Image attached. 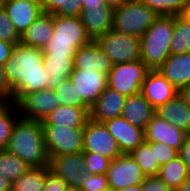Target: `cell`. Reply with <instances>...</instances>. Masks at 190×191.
<instances>
[{"mask_svg":"<svg viewBox=\"0 0 190 191\" xmlns=\"http://www.w3.org/2000/svg\"><path fill=\"white\" fill-rule=\"evenodd\" d=\"M42 49L17 43L4 65L9 101L17 103L25 94L49 88V74L43 64Z\"/></svg>","mask_w":190,"mask_h":191,"instance_id":"cell-1","label":"cell"},{"mask_svg":"<svg viewBox=\"0 0 190 191\" xmlns=\"http://www.w3.org/2000/svg\"><path fill=\"white\" fill-rule=\"evenodd\" d=\"M30 167H48L49 155L44 139L42 122L21 116L13 126L11 137L5 148Z\"/></svg>","mask_w":190,"mask_h":191,"instance_id":"cell-2","label":"cell"},{"mask_svg":"<svg viewBox=\"0 0 190 191\" xmlns=\"http://www.w3.org/2000/svg\"><path fill=\"white\" fill-rule=\"evenodd\" d=\"M173 31L174 16L161 15L140 37V59L150 70H157L171 55Z\"/></svg>","mask_w":190,"mask_h":191,"instance_id":"cell-3","label":"cell"},{"mask_svg":"<svg viewBox=\"0 0 190 191\" xmlns=\"http://www.w3.org/2000/svg\"><path fill=\"white\" fill-rule=\"evenodd\" d=\"M90 41L79 16L54 15L53 35L42 51L49 56L74 57Z\"/></svg>","mask_w":190,"mask_h":191,"instance_id":"cell-4","label":"cell"},{"mask_svg":"<svg viewBox=\"0 0 190 191\" xmlns=\"http://www.w3.org/2000/svg\"><path fill=\"white\" fill-rule=\"evenodd\" d=\"M158 15L140 0H130L115 7L112 30L140 38Z\"/></svg>","mask_w":190,"mask_h":191,"instance_id":"cell-5","label":"cell"},{"mask_svg":"<svg viewBox=\"0 0 190 191\" xmlns=\"http://www.w3.org/2000/svg\"><path fill=\"white\" fill-rule=\"evenodd\" d=\"M149 70L141 59L114 64L107 75L108 87L126 97L140 93Z\"/></svg>","mask_w":190,"mask_h":191,"instance_id":"cell-6","label":"cell"},{"mask_svg":"<svg viewBox=\"0 0 190 191\" xmlns=\"http://www.w3.org/2000/svg\"><path fill=\"white\" fill-rule=\"evenodd\" d=\"M96 42L110 58L113 65L140 59V38L133 35L109 30Z\"/></svg>","mask_w":190,"mask_h":191,"instance_id":"cell-7","label":"cell"},{"mask_svg":"<svg viewBox=\"0 0 190 191\" xmlns=\"http://www.w3.org/2000/svg\"><path fill=\"white\" fill-rule=\"evenodd\" d=\"M43 131L49 158L83 151L84 128L43 125Z\"/></svg>","mask_w":190,"mask_h":191,"instance_id":"cell-8","label":"cell"},{"mask_svg":"<svg viewBox=\"0 0 190 191\" xmlns=\"http://www.w3.org/2000/svg\"><path fill=\"white\" fill-rule=\"evenodd\" d=\"M83 151L99 153L111 160L122 154L116 140L104 123L93 121L90 118L83 131Z\"/></svg>","mask_w":190,"mask_h":191,"instance_id":"cell-9","label":"cell"},{"mask_svg":"<svg viewBox=\"0 0 190 191\" xmlns=\"http://www.w3.org/2000/svg\"><path fill=\"white\" fill-rule=\"evenodd\" d=\"M106 176L110 190L141 184L146 177L129 153H122L111 160Z\"/></svg>","mask_w":190,"mask_h":191,"instance_id":"cell-10","label":"cell"},{"mask_svg":"<svg viewBox=\"0 0 190 191\" xmlns=\"http://www.w3.org/2000/svg\"><path fill=\"white\" fill-rule=\"evenodd\" d=\"M16 104L22 118L40 122L60 106V102L52 88L25 94Z\"/></svg>","mask_w":190,"mask_h":191,"instance_id":"cell-11","label":"cell"},{"mask_svg":"<svg viewBox=\"0 0 190 191\" xmlns=\"http://www.w3.org/2000/svg\"><path fill=\"white\" fill-rule=\"evenodd\" d=\"M49 169L64 182L68 187L80 189L86 181L85 162L82 152L51 156Z\"/></svg>","mask_w":190,"mask_h":191,"instance_id":"cell-12","label":"cell"},{"mask_svg":"<svg viewBox=\"0 0 190 191\" xmlns=\"http://www.w3.org/2000/svg\"><path fill=\"white\" fill-rule=\"evenodd\" d=\"M69 78L78 92V98H82L90 107L108 87L107 75L103 72L74 69Z\"/></svg>","mask_w":190,"mask_h":191,"instance_id":"cell-13","label":"cell"},{"mask_svg":"<svg viewBox=\"0 0 190 191\" xmlns=\"http://www.w3.org/2000/svg\"><path fill=\"white\" fill-rule=\"evenodd\" d=\"M114 8L109 5H84L80 20L89 38L96 41L112 30Z\"/></svg>","mask_w":190,"mask_h":191,"instance_id":"cell-14","label":"cell"},{"mask_svg":"<svg viewBox=\"0 0 190 191\" xmlns=\"http://www.w3.org/2000/svg\"><path fill=\"white\" fill-rule=\"evenodd\" d=\"M122 153H130L145 141V130L131 125L122 116L103 122Z\"/></svg>","mask_w":190,"mask_h":191,"instance_id":"cell-15","label":"cell"},{"mask_svg":"<svg viewBox=\"0 0 190 191\" xmlns=\"http://www.w3.org/2000/svg\"><path fill=\"white\" fill-rule=\"evenodd\" d=\"M189 134L165 121L156 113L153 115L145 129V141L164 143L170 147L180 150Z\"/></svg>","mask_w":190,"mask_h":191,"instance_id":"cell-16","label":"cell"},{"mask_svg":"<svg viewBox=\"0 0 190 191\" xmlns=\"http://www.w3.org/2000/svg\"><path fill=\"white\" fill-rule=\"evenodd\" d=\"M141 93L157 109L178 95V90L157 70H149L145 76Z\"/></svg>","mask_w":190,"mask_h":191,"instance_id":"cell-17","label":"cell"},{"mask_svg":"<svg viewBox=\"0 0 190 191\" xmlns=\"http://www.w3.org/2000/svg\"><path fill=\"white\" fill-rule=\"evenodd\" d=\"M1 6L22 36L28 27L41 15V4L23 0H1Z\"/></svg>","mask_w":190,"mask_h":191,"instance_id":"cell-18","label":"cell"},{"mask_svg":"<svg viewBox=\"0 0 190 191\" xmlns=\"http://www.w3.org/2000/svg\"><path fill=\"white\" fill-rule=\"evenodd\" d=\"M112 66L110 58L93 40L80 47L74 56V69L77 70H93L108 75Z\"/></svg>","mask_w":190,"mask_h":191,"instance_id":"cell-19","label":"cell"},{"mask_svg":"<svg viewBox=\"0 0 190 191\" xmlns=\"http://www.w3.org/2000/svg\"><path fill=\"white\" fill-rule=\"evenodd\" d=\"M126 96L107 87L90 108V119L106 122L122 115Z\"/></svg>","mask_w":190,"mask_h":191,"instance_id":"cell-20","label":"cell"},{"mask_svg":"<svg viewBox=\"0 0 190 191\" xmlns=\"http://www.w3.org/2000/svg\"><path fill=\"white\" fill-rule=\"evenodd\" d=\"M177 90L190 86V52L173 55L157 69Z\"/></svg>","mask_w":190,"mask_h":191,"instance_id":"cell-21","label":"cell"},{"mask_svg":"<svg viewBox=\"0 0 190 191\" xmlns=\"http://www.w3.org/2000/svg\"><path fill=\"white\" fill-rule=\"evenodd\" d=\"M155 113L156 111L154 107L140 92L130 95L126 98L121 116L125 118L131 125L145 130Z\"/></svg>","mask_w":190,"mask_h":191,"instance_id":"cell-22","label":"cell"},{"mask_svg":"<svg viewBox=\"0 0 190 191\" xmlns=\"http://www.w3.org/2000/svg\"><path fill=\"white\" fill-rule=\"evenodd\" d=\"M90 108L60 105L42 121V125H56L66 128H84L90 118Z\"/></svg>","mask_w":190,"mask_h":191,"instance_id":"cell-23","label":"cell"},{"mask_svg":"<svg viewBox=\"0 0 190 191\" xmlns=\"http://www.w3.org/2000/svg\"><path fill=\"white\" fill-rule=\"evenodd\" d=\"M54 14L42 12L20 37L24 45L43 49L53 35Z\"/></svg>","mask_w":190,"mask_h":191,"instance_id":"cell-24","label":"cell"},{"mask_svg":"<svg viewBox=\"0 0 190 191\" xmlns=\"http://www.w3.org/2000/svg\"><path fill=\"white\" fill-rule=\"evenodd\" d=\"M155 111L165 121L190 134V108L179 94L164 105L159 106Z\"/></svg>","mask_w":190,"mask_h":191,"instance_id":"cell-25","label":"cell"},{"mask_svg":"<svg viewBox=\"0 0 190 191\" xmlns=\"http://www.w3.org/2000/svg\"><path fill=\"white\" fill-rule=\"evenodd\" d=\"M43 64L49 74V88L54 89L74 70V57L49 56L44 53Z\"/></svg>","mask_w":190,"mask_h":191,"instance_id":"cell-26","label":"cell"},{"mask_svg":"<svg viewBox=\"0 0 190 191\" xmlns=\"http://www.w3.org/2000/svg\"><path fill=\"white\" fill-rule=\"evenodd\" d=\"M157 176L170 189L176 191L179 186L188 177H190V173L183 160L177 156L173 160H170L168 163L161 166Z\"/></svg>","mask_w":190,"mask_h":191,"instance_id":"cell-27","label":"cell"},{"mask_svg":"<svg viewBox=\"0 0 190 191\" xmlns=\"http://www.w3.org/2000/svg\"><path fill=\"white\" fill-rule=\"evenodd\" d=\"M129 154L141 167L142 172L146 177L157 176L160 164L156 159L154 142L144 141Z\"/></svg>","mask_w":190,"mask_h":191,"instance_id":"cell-28","label":"cell"},{"mask_svg":"<svg viewBox=\"0 0 190 191\" xmlns=\"http://www.w3.org/2000/svg\"><path fill=\"white\" fill-rule=\"evenodd\" d=\"M49 170V167H30L12 183L11 188L13 191H43Z\"/></svg>","mask_w":190,"mask_h":191,"instance_id":"cell-29","label":"cell"},{"mask_svg":"<svg viewBox=\"0 0 190 191\" xmlns=\"http://www.w3.org/2000/svg\"><path fill=\"white\" fill-rule=\"evenodd\" d=\"M29 168L28 164L12 152L6 149L0 150V175L11 184Z\"/></svg>","mask_w":190,"mask_h":191,"instance_id":"cell-30","label":"cell"},{"mask_svg":"<svg viewBox=\"0 0 190 191\" xmlns=\"http://www.w3.org/2000/svg\"><path fill=\"white\" fill-rule=\"evenodd\" d=\"M14 113L16 114L14 115ZM19 113L17 104L12 101L6 100L0 105V150L6 148L12 134L13 126L18 120V117H20Z\"/></svg>","mask_w":190,"mask_h":191,"instance_id":"cell-31","label":"cell"},{"mask_svg":"<svg viewBox=\"0 0 190 191\" xmlns=\"http://www.w3.org/2000/svg\"><path fill=\"white\" fill-rule=\"evenodd\" d=\"M170 50L173 55L190 52V24L183 21L178 15L174 16V31Z\"/></svg>","mask_w":190,"mask_h":191,"instance_id":"cell-32","label":"cell"},{"mask_svg":"<svg viewBox=\"0 0 190 191\" xmlns=\"http://www.w3.org/2000/svg\"><path fill=\"white\" fill-rule=\"evenodd\" d=\"M42 11L59 16L78 17L82 11L79 0H42Z\"/></svg>","mask_w":190,"mask_h":191,"instance_id":"cell-33","label":"cell"},{"mask_svg":"<svg viewBox=\"0 0 190 191\" xmlns=\"http://www.w3.org/2000/svg\"><path fill=\"white\" fill-rule=\"evenodd\" d=\"M60 105H70L79 108H91L82 98H78V92L70 78H66L61 84L54 88Z\"/></svg>","mask_w":190,"mask_h":191,"instance_id":"cell-34","label":"cell"},{"mask_svg":"<svg viewBox=\"0 0 190 191\" xmlns=\"http://www.w3.org/2000/svg\"><path fill=\"white\" fill-rule=\"evenodd\" d=\"M151 8L158 16H177L187 5L188 0H140Z\"/></svg>","mask_w":190,"mask_h":191,"instance_id":"cell-35","label":"cell"},{"mask_svg":"<svg viewBox=\"0 0 190 191\" xmlns=\"http://www.w3.org/2000/svg\"><path fill=\"white\" fill-rule=\"evenodd\" d=\"M82 154L85 162V172L87 174H106L111 159L99 153L82 151Z\"/></svg>","mask_w":190,"mask_h":191,"instance_id":"cell-36","label":"cell"},{"mask_svg":"<svg viewBox=\"0 0 190 191\" xmlns=\"http://www.w3.org/2000/svg\"><path fill=\"white\" fill-rule=\"evenodd\" d=\"M20 35L17 33L14 24L7 13L0 6V40L13 43H20Z\"/></svg>","mask_w":190,"mask_h":191,"instance_id":"cell-37","label":"cell"},{"mask_svg":"<svg viewBox=\"0 0 190 191\" xmlns=\"http://www.w3.org/2000/svg\"><path fill=\"white\" fill-rule=\"evenodd\" d=\"M110 190L106 174H87L85 184L80 191H106Z\"/></svg>","mask_w":190,"mask_h":191,"instance_id":"cell-38","label":"cell"},{"mask_svg":"<svg viewBox=\"0 0 190 191\" xmlns=\"http://www.w3.org/2000/svg\"><path fill=\"white\" fill-rule=\"evenodd\" d=\"M155 155L160 167L178 156V150L164 143H155Z\"/></svg>","mask_w":190,"mask_h":191,"instance_id":"cell-39","label":"cell"},{"mask_svg":"<svg viewBox=\"0 0 190 191\" xmlns=\"http://www.w3.org/2000/svg\"><path fill=\"white\" fill-rule=\"evenodd\" d=\"M67 188V183L60 177L50 170L47 172L43 191H66Z\"/></svg>","mask_w":190,"mask_h":191,"instance_id":"cell-40","label":"cell"},{"mask_svg":"<svg viewBox=\"0 0 190 191\" xmlns=\"http://www.w3.org/2000/svg\"><path fill=\"white\" fill-rule=\"evenodd\" d=\"M141 191H173L158 176H147L141 183Z\"/></svg>","mask_w":190,"mask_h":191,"instance_id":"cell-41","label":"cell"},{"mask_svg":"<svg viewBox=\"0 0 190 191\" xmlns=\"http://www.w3.org/2000/svg\"><path fill=\"white\" fill-rule=\"evenodd\" d=\"M178 156L183 160L190 173V134L186 137L184 144L180 147Z\"/></svg>","mask_w":190,"mask_h":191,"instance_id":"cell-42","label":"cell"},{"mask_svg":"<svg viewBox=\"0 0 190 191\" xmlns=\"http://www.w3.org/2000/svg\"><path fill=\"white\" fill-rule=\"evenodd\" d=\"M14 44L0 40V66H4L10 58Z\"/></svg>","mask_w":190,"mask_h":191,"instance_id":"cell-43","label":"cell"},{"mask_svg":"<svg viewBox=\"0 0 190 191\" xmlns=\"http://www.w3.org/2000/svg\"><path fill=\"white\" fill-rule=\"evenodd\" d=\"M12 90L7 85L5 68L0 66V94L6 99L9 100L11 97Z\"/></svg>","mask_w":190,"mask_h":191,"instance_id":"cell-44","label":"cell"},{"mask_svg":"<svg viewBox=\"0 0 190 191\" xmlns=\"http://www.w3.org/2000/svg\"><path fill=\"white\" fill-rule=\"evenodd\" d=\"M178 94L185 102V104L190 108V86L179 89Z\"/></svg>","mask_w":190,"mask_h":191,"instance_id":"cell-45","label":"cell"},{"mask_svg":"<svg viewBox=\"0 0 190 191\" xmlns=\"http://www.w3.org/2000/svg\"><path fill=\"white\" fill-rule=\"evenodd\" d=\"M183 21L190 24V0L178 15Z\"/></svg>","mask_w":190,"mask_h":191,"instance_id":"cell-46","label":"cell"},{"mask_svg":"<svg viewBox=\"0 0 190 191\" xmlns=\"http://www.w3.org/2000/svg\"><path fill=\"white\" fill-rule=\"evenodd\" d=\"M82 7L84 5H108L105 0H79Z\"/></svg>","mask_w":190,"mask_h":191,"instance_id":"cell-47","label":"cell"},{"mask_svg":"<svg viewBox=\"0 0 190 191\" xmlns=\"http://www.w3.org/2000/svg\"><path fill=\"white\" fill-rule=\"evenodd\" d=\"M130 0H105V2L112 8L122 6Z\"/></svg>","mask_w":190,"mask_h":191,"instance_id":"cell-48","label":"cell"},{"mask_svg":"<svg viewBox=\"0 0 190 191\" xmlns=\"http://www.w3.org/2000/svg\"><path fill=\"white\" fill-rule=\"evenodd\" d=\"M11 183L0 175V191H6L11 188Z\"/></svg>","mask_w":190,"mask_h":191,"instance_id":"cell-49","label":"cell"},{"mask_svg":"<svg viewBox=\"0 0 190 191\" xmlns=\"http://www.w3.org/2000/svg\"><path fill=\"white\" fill-rule=\"evenodd\" d=\"M176 191H190V177H188Z\"/></svg>","mask_w":190,"mask_h":191,"instance_id":"cell-50","label":"cell"},{"mask_svg":"<svg viewBox=\"0 0 190 191\" xmlns=\"http://www.w3.org/2000/svg\"><path fill=\"white\" fill-rule=\"evenodd\" d=\"M111 191H141V184L125 187L118 190H111Z\"/></svg>","mask_w":190,"mask_h":191,"instance_id":"cell-51","label":"cell"},{"mask_svg":"<svg viewBox=\"0 0 190 191\" xmlns=\"http://www.w3.org/2000/svg\"><path fill=\"white\" fill-rule=\"evenodd\" d=\"M23 1L37 3V4H41L42 3V0H23Z\"/></svg>","mask_w":190,"mask_h":191,"instance_id":"cell-52","label":"cell"},{"mask_svg":"<svg viewBox=\"0 0 190 191\" xmlns=\"http://www.w3.org/2000/svg\"><path fill=\"white\" fill-rule=\"evenodd\" d=\"M66 191H80V189H77L75 187H68Z\"/></svg>","mask_w":190,"mask_h":191,"instance_id":"cell-53","label":"cell"},{"mask_svg":"<svg viewBox=\"0 0 190 191\" xmlns=\"http://www.w3.org/2000/svg\"><path fill=\"white\" fill-rule=\"evenodd\" d=\"M6 99L0 94V105L4 103Z\"/></svg>","mask_w":190,"mask_h":191,"instance_id":"cell-54","label":"cell"}]
</instances>
